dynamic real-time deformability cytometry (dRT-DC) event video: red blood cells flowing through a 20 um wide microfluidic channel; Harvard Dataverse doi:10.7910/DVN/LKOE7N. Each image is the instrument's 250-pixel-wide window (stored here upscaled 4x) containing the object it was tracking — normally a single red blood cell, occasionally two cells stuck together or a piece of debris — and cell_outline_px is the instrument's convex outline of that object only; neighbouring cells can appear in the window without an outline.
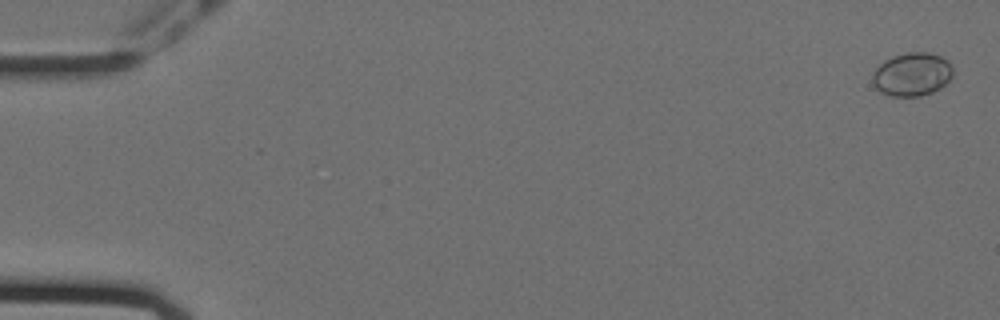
{"species": "Egyptian fruit bat (a non-hibernating species)", "species_latin": "Rousettus aegyptiacus", "temperature_condition": "cold", "stored_images_in_passage": 58, "camera_frame_rate_fps": 3000, "um_per_image_px": 0.085, "animal": {"sex": "female"}, "frame": {"image": 1, "passage_image": 2, "time_ms": 0.333, "image_size_px": [1000, 320], "cell_outline_px": [[952, 76], [940, 88], [932, 92], [920, 96], [892, 96], [880, 92], [876, 88], [872, 80], [872, 72], [884, 60], [892, 56], [908, 52], [928, 52], [940, 56], [952, 68]], "centroid_in_image_um": [77.48, 6.32], "position_along_channel_um": 7.5, "area_um2": 20.17}}
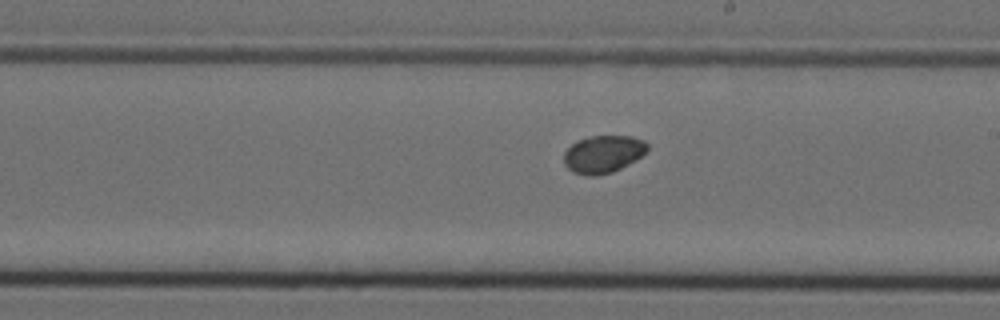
{"frame": {"image": 2, "passage_image": 34, "time_ms": 11.0, "image_size_px": [1000, 320], "cell_outline_px": [[648, 148], [636, 160], [612, 172], [596, 176], [588, 176], [572, 172], [564, 164], [564, 152], [576, 140], [592, 136], [632, 136], [644, 140], [648, 144]], "centroid_in_image_um": [51.25, 13.1], "position_along_channel_um": 237.7, "area_um2": 18.26}}
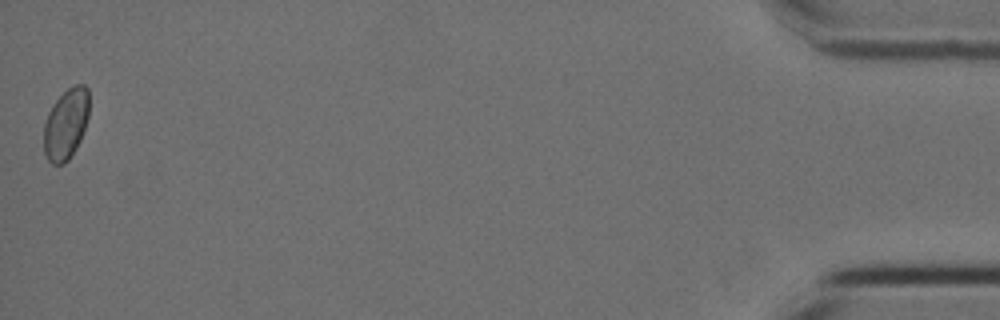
{"frame": {"image": 3, "passage_image": 58, "time_ms": 19.0, "image_size_px": [1000, 320], "cell_outline_px": [[88, 116], [80, 140], [76, 148], [68, 160], [64, 164], [52, 164], [48, 160], [44, 152], [44, 124], [48, 112], [52, 104], [68, 88], [76, 84], [84, 84], [88, 88]], "centroid_in_image_um": [5.59, 10.54], "position_along_channel_um": 429.6, "area_um2": 18.61}}